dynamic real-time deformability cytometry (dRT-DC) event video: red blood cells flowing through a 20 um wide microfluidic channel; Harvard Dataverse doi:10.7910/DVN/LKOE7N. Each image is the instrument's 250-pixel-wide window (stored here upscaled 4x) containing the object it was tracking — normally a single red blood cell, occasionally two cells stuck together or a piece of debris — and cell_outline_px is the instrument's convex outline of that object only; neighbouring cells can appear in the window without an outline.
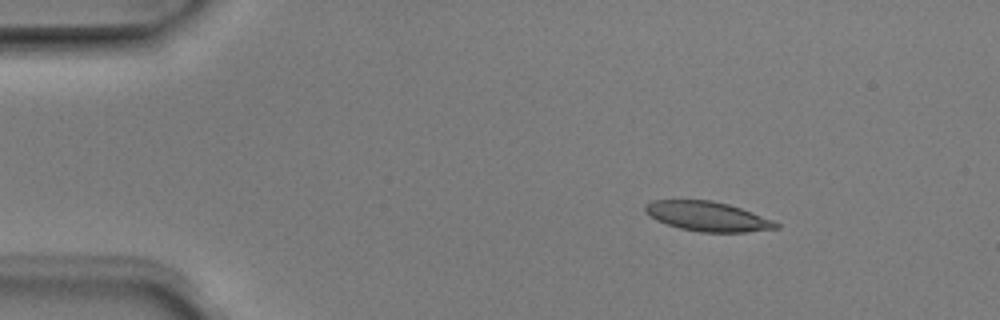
{"species": "Egyptian fruit bat (a non-hibernating species)", "species_latin": "Rousettus aegyptiacus", "temperature_condition": "room temperature", "stored_images_in_passage": 5, "camera_frame_rate_fps": 3000, "um_per_image_px": 0.085, "animal": {"sex": "male"}, "frame": {"image": 1, "passage_image": 3, "time_ms": 0.667, "image_size_px": [1000, 320], "cell_outline_px": [[780, 228], [744, 232], [700, 232], [680, 228], [656, 220], [648, 216], [644, 212], [644, 204], [652, 200], [712, 200], [728, 204], [740, 208], [772, 220], [780, 224]], "centroid_in_image_um": [60.09, 18.39], "position_along_channel_um": 24.9, "area_um2": 22.54}}